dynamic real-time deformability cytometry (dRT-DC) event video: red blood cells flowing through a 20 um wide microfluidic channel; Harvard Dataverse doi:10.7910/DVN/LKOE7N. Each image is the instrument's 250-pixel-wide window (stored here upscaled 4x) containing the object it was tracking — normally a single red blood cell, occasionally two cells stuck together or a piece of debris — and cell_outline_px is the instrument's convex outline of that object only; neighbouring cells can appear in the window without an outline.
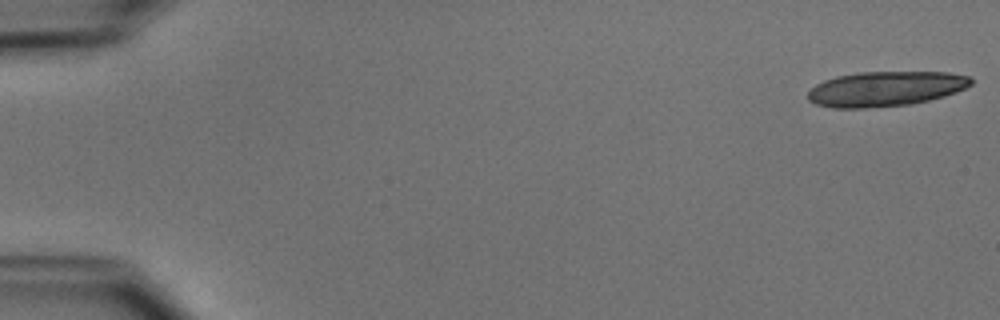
{"species": "common noctule bat (a hibernating species)", "species_latin": "Nyctalus noctula", "temperature_condition": "cold", "stored_images_in_passage": 19, "camera_frame_rate_fps": 3000, "um_per_image_px": 0.085, "animal": {"sex": "male", "body_mass_g": 15.6}, "frame": {"image": 1, "passage_image": 1, "time_ms": 0.0, "image_size_px": [1000, 320], "cell_outline_px": [[972, 84], [956, 92], [944, 96], [912, 104], [864, 108], [832, 108], [816, 104], [808, 100], [808, 92], [816, 84], [824, 80], [836, 76], [860, 72], [948, 72], [972, 76]], "centroid_in_image_um": [75.27, 7.54], "position_along_channel_um": 9.7, "area_um2": 33.29}}